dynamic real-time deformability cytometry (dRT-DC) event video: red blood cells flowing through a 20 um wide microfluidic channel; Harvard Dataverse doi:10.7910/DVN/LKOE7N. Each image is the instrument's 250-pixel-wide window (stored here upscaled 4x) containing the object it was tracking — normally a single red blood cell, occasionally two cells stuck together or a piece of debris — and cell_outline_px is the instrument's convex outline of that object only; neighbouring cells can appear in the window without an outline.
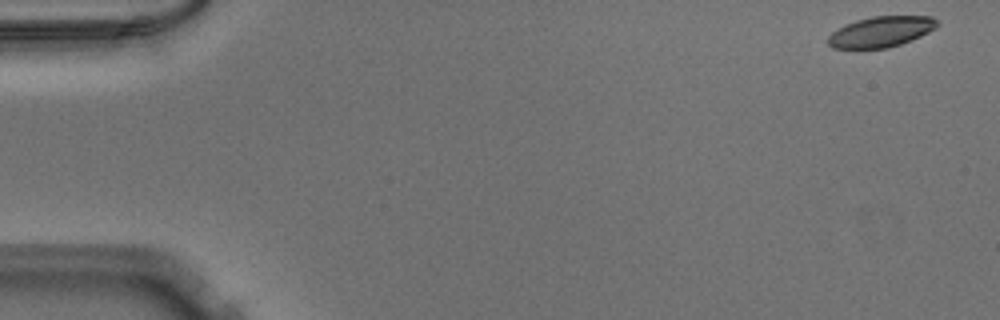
{"species": "Egyptian fruit bat (a non-hibernating species)", "species_latin": "Rousettus aegyptiacus", "temperature_condition": "warm", "stored_images_in_passage": 51, "camera_frame_rate_fps": 3000, "um_per_image_px": 0.085, "animal": {"sex": "male"}, "frame": {"image": 1, "passage_image": 1, "time_ms": 0.0, "image_size_px": [1000, 320], "cell_outline_px": [[940, 24], [936, 28], [920, 36], [900, 44], [888, 48], [832, 48], [828, 44], [828, 36], [832, 32], [844, 24], [856, 20], [872, 16], [932, 16]], "centroid_in_image_um": [74.88, 2.69], "position_along_channel_um": 10.1, "area_um2": 19.48}}
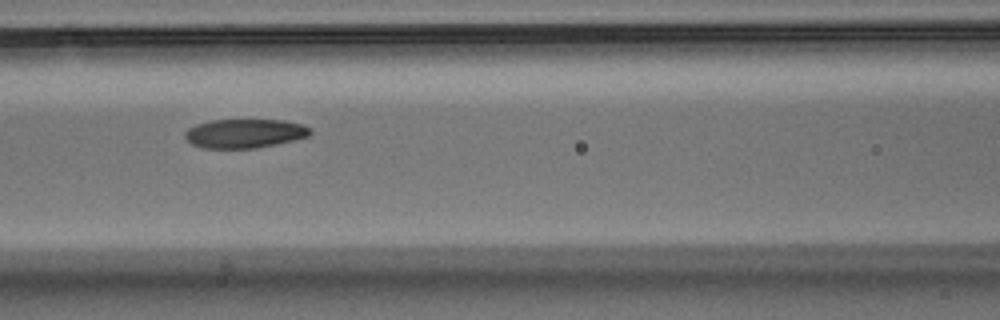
{"frame": {"image": 2, "passage_image": 22, "time_ms": 7.0, "image_size_px": [1000, 320], "cell_outline_px": [[312, 132], [308, 136], [292, 140], [256, 148], [204, 148], [192, 144], [184, 136], [184, 132], [188, 128], [196, 124], [212, 120], [284, 120], [300, 124], [308, 128]], "centroid_in_image_um": [20.75, 11.34], "position_along_channel_um": 145.9, "area_um2": 20.92}}
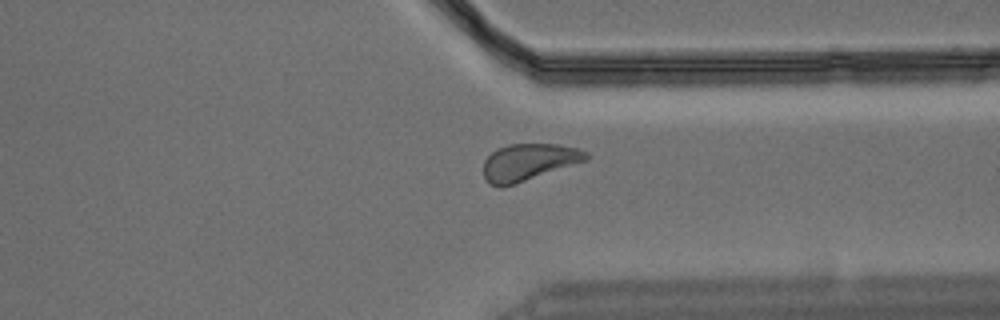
{"frame": {"image": 3, "passage_image": 39, "time_ms": 12.667, "image_size_px": [1000, 320], "cell_outline_px": [[588, 160], [512, 184], [488, 184], [484, 176], [484, 160], [496, 148], [508, 144], [560, 144], [576, 148], [588, 152]], "centroid_in_image_um": [44.95, 13.73], "position_along_channel_um": 366.5, "area_um2": 21.56}}